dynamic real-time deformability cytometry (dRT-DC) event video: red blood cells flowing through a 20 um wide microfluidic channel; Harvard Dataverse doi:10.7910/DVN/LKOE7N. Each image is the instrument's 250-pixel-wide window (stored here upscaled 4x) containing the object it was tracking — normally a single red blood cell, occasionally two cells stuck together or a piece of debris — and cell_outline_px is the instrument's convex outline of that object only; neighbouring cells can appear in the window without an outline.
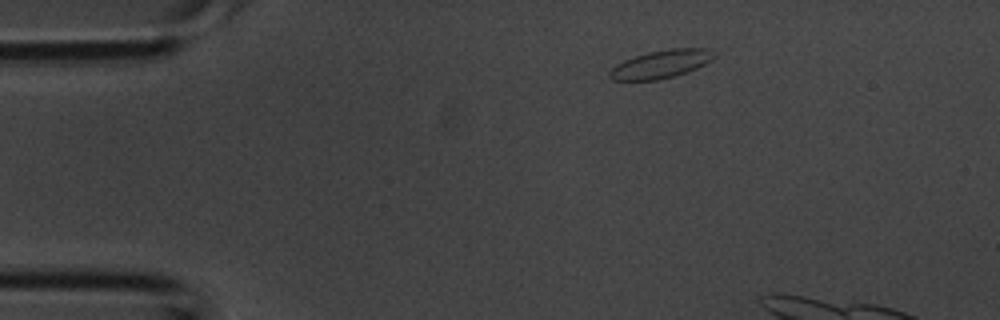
{"species": "common noctule bat (a hibernating species)", "species_latin": "Nyctalus noctula", "temperature_condition": "room temperature", "stored_images_in_passage": 3, "camera_frame_rate_fps": 3000, "um_per_image_px": 0.085, "animal": {"sex": "male", "body_mass_g": 20.1, "forearm_length_mm": 53.5}, "frame": {"image": 1, "passage_image": 1, "time_ms": 0.0, "image_size_px": [1000, 320], "cell_outline_px": [[716, 56], [712, 60], [688, 72], [676, 76], [656, 80], [612, 80], [608, 76], [608, 72], [616, 64], [624, 60], [648, 52], [672, 48], [708, 48]], "centroid_in_image_um": [56.18, 5.45], "position_along_channel_um": 28.8, "area_um2": 17.11}}